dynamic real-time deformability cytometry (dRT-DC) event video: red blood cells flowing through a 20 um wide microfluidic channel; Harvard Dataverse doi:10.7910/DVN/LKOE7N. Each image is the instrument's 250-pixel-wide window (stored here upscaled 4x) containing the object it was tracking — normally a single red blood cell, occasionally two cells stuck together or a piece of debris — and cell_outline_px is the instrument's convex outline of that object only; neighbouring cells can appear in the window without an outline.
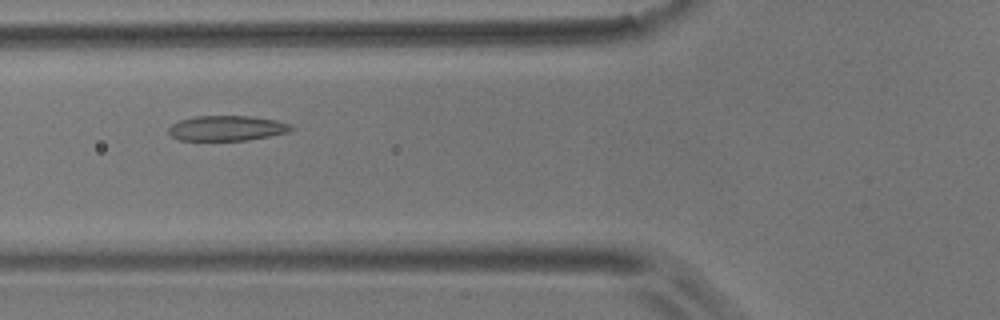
{"species": "common noctule bat (a hibernating species)", "species_latin": "Nyctalus noctula", "temperature_condition": "room temperature", "stored_images_in_passage": 10, "camera_frame_rate_fps": 3000, "um_per_image_px": 0.085, "animal": {"sex": "male", "body_mass_g": 17.9}, "frame": {"image": 1, "passage_image": 5, "time_ms": 1.333, "image_size_px": [1000, 320], "cell_outline_px": [[296, 128], [288, 132], [248, 140], [176, 140], [168, 132], [168, 128], [172, 124], [180, 120], [196, 116], [252, 116], [276, 120], [292, 124]], "centroid_in_image_um": [19.3, 10.89], "position_along_channel_um": 106.5, "area_um2": 18.03}}
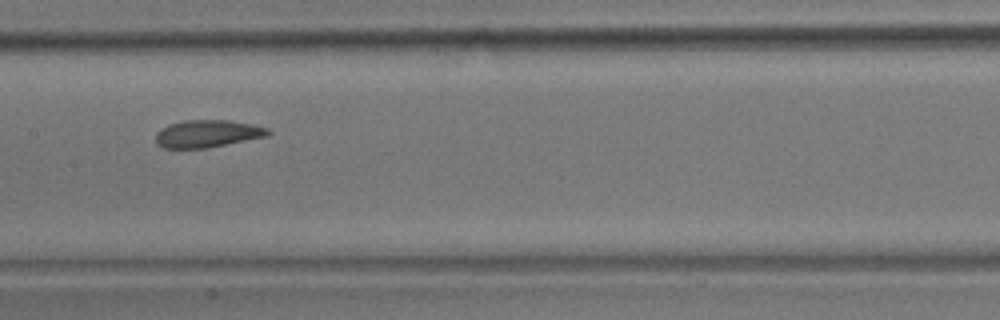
{"frame": {"image": 2, "passage_image": 7, "time_ms": 2.0, "image_size_px": [1000, 320], "cell_outline_px": [[272, 132], [268, 136], [208, 148], [164, 148], [156, 144], [156, 132], [168, 124], [184, 120], [228, 120], [252, 124], [268, 128]], "centroid_in_image_um": [17.64, 11.36], "position_along_channel_um": 189.8, "area_um2": 18.09}}
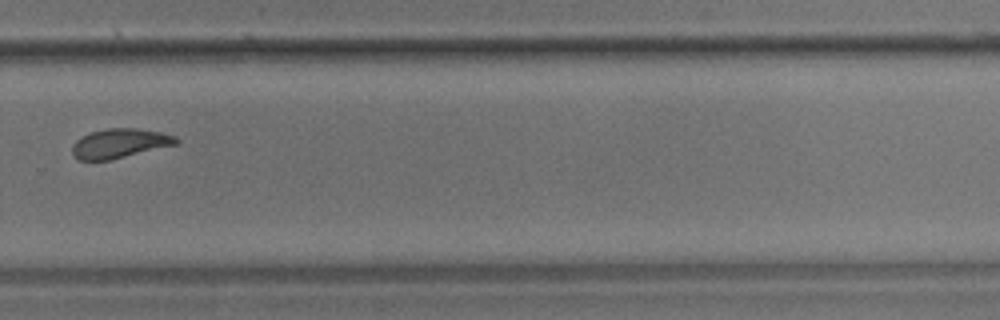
{"frame": {"image": 3, "passage_image": 10, "time_ms": 3.0, "image_size_px": [1000, 320], "cell_outline_px": [[180, 140], [176, 144], [112, 160], [76, 160], [72, 156], [72, 144], [76, 140], [92, 132], [108, 128], [136, 128], [160, 132], [176, 136]], "centroid_in_image_um": [10.16, 12.2], "position_along_channel_um": 319.6, "area_um2": 17.8}}